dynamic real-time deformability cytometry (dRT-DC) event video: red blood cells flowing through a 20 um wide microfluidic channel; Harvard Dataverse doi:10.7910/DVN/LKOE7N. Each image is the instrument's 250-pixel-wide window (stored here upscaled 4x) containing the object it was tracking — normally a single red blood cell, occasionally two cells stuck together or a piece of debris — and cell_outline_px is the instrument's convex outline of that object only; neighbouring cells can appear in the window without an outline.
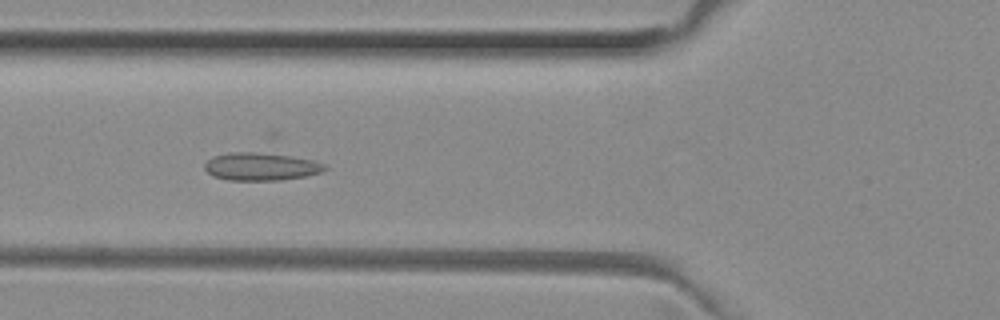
{"species": "common noctule bat (a hibernating species)", "species_latin": "Nyctalus noctula", "temperature_condition": "room temperature", "stored_images_in_passage": 36, "camera_frame_rate_fps": 3000, "um_per_image_px": 0.085, "animal": {"sex": "female", "body_mass_g": 29.2, "forearm_length_mm": 56.3}, "frame": {"image": 1, "passage_image": 3, "time_ms": 0.667, "image_size_px": [1000, 320], "cell_outline_px": [[328, 168], [320, 172], [304, 176], [280, 180], [228, 180], [212, 176], [204, 168], [204, 164], [212, 156], [232, 152], [276, 152], [312, 160], [324, 164]], "centroid_in_image_um": [22.17, 14.14], "position_along_channel_um": 103.6, "area_um2": 19.71}}
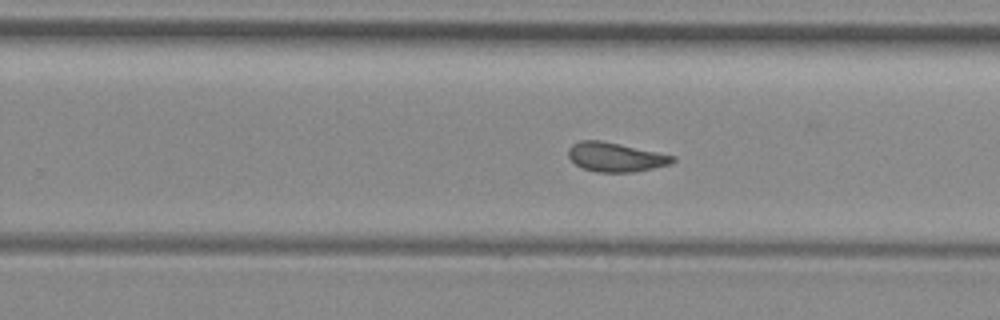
{"frame": {"image": 2, "passage_image": 16, "time_ms": 5.0, "image_size_px": [1000, 320], "cell_outline_px": [[676, 160], [672, 164], [636, 172], [596, 172], [584, 168], [576, 164], [568, 156], [568, 148], [572, 144], [580, 140], [600, 140], [620, 144], [676, 156]], "centroid_in_image_um": [52.35, 13.35], "position_along_channel_um": 277.5, "area_um2": 17.8}}
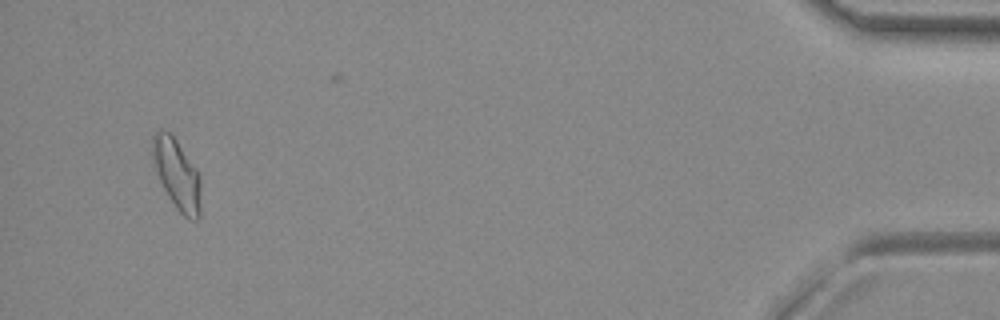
{"frame": {"image": 3, "passage_image": 33, "time_ms": 10.667, "image_size_px": [1000, 320], "cell_outline_px": [[200, 216], [196, 220], [188, 220], [176, 208], [168, 196], [152, 164], [152, 136], [160, 128], [168, 132], [176, 140], [196, 168], [200, 176]], "centroid_in_image_um": [15.03, 14.82], "position_along_channel_um": 420.2, "area_um2": 19.83}}